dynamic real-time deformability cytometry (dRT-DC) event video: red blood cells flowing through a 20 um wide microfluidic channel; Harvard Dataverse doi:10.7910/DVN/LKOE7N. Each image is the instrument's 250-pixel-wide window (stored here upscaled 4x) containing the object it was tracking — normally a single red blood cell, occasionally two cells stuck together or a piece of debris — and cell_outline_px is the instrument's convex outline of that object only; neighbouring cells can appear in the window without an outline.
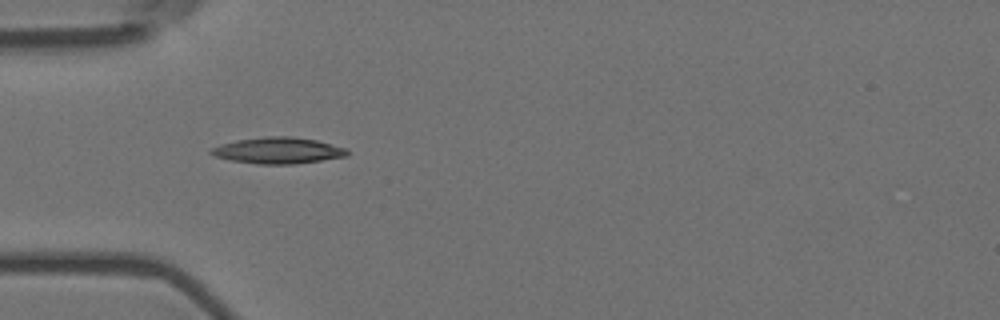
{"species": "Egyptian fruit bat (a non-hibernating species)", "species_latin": "Rousettus aegyptiacus", "temperature_condition": "room temperature", "stored_images_in_passage": 2, "camera_frame_rate_fps": 3000, "um_per_image_px": 0.085, "animal": {"sex": "female"}, "frame": {"image": 1, "passage_image": 1, "time_ms": 0.0, "image_size_px": [1000, 320], "cell_outline_px": [[348, 156], [292, 164], [256, 164], [232, 160], [216, 156], [208, 152], [212, 148], [220, 144], [236, 140], [264, 136], [292, 136], [316, 140], [344, 148], [348, 152]], "centroid_in_image_um": [23.6, 12.78], "position_along_channel_um": 61.4, "area_um2": 20.63}}
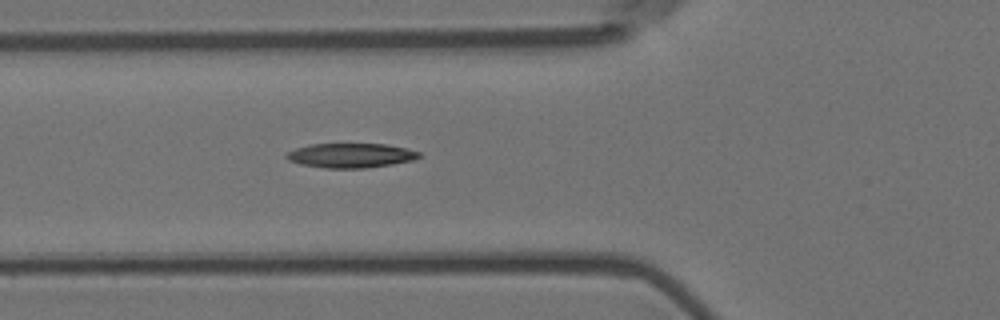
{"frame": {"image": 2, "passage_image": 2, "time_ms": 0.333, "image_size_px": [1000, 320], "cell_outline_px": [[420, 156], [412, 160], [392, 164], [364, 168], [324, 168], [300, 164], [288, 160], [284, 156], [284, 152], [308, 144], [384, 144], [404, 148], [420, 152]], "centroid_in_image_um": [29.73, 13.21], "position_along_channel_um": 96.1, "area_um2": 18.9}}